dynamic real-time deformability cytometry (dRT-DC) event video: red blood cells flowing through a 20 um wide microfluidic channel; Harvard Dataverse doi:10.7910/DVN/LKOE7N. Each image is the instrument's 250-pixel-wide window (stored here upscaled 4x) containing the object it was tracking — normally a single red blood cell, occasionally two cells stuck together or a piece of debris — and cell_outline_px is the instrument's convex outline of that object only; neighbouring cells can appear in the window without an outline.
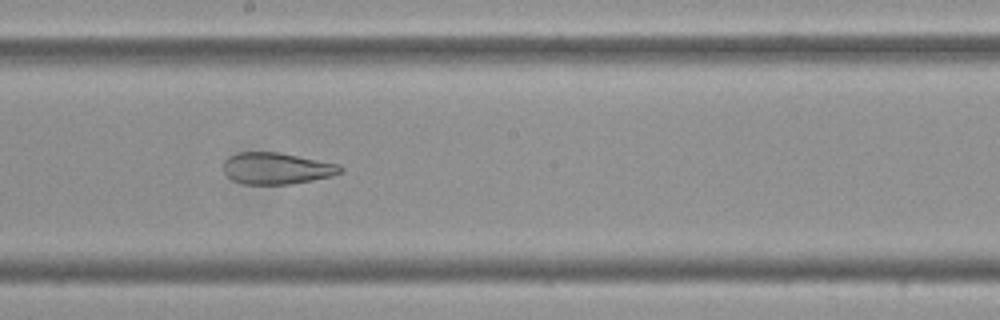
{"species": "Egyptian fruit bat (a non-hibernating species)", "species_latin": "Rousettus aegyptiacus", "temperature_condition": "cold", "stored_images_in_passage": 51, "camera_frame_rate_fps": 3000, "um_per_image_px": 0.085, "frame": {"image": 1, "passage_image": 26, "time_ms": 8.333, "image_size_px": [1000, 320], "cell_outline_px": [[344, 168], [340, 172], [332, 176], [312, 180], [288, 184], [244, 184], [232, 180], [224, 172], [224, 160], [228, 156], [240, 152], [276, 152], [340, 164]], "centroid_in_image_um": [23.5, 14.31], "position_along_channel_um": 224.7, "area_um2": 21.39}}
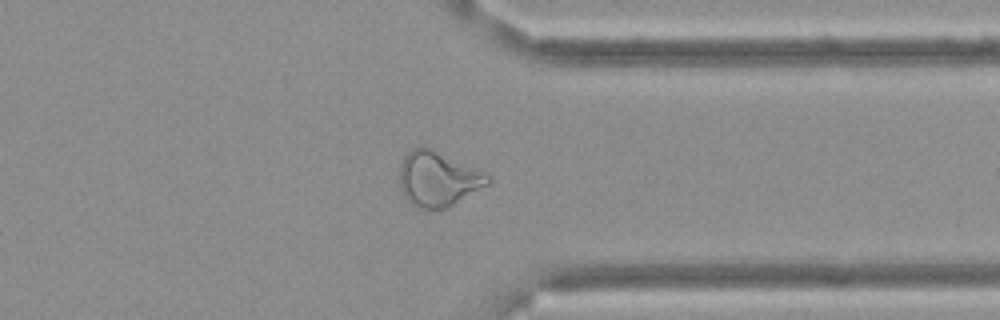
{"frame": {"image": 2, "passage_image": 39, "time_ms": 12.667, "image_size_px": [1000, 320], "cell_outline_px": [[492, 180], [488, 184], [448, 208], [416, 208], [404, 196], [400, 188], [400, 164], [404, 156], [412, 148], [428, 148], [484, 172]], "centroid_in_image_um": [37.2, 15.24], "position_along_channel_um": 374.2, "area_um2": 27.63}}
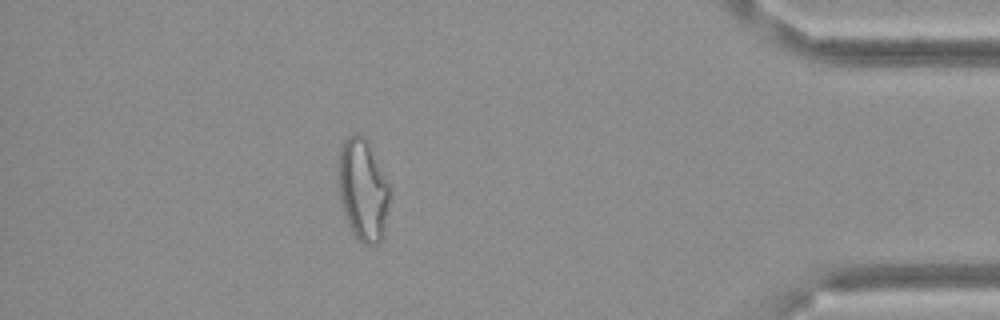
{"frame": {"image": 3, "passage_image": 45, "time_ms": 14.667, "image_size_px": [1000, 320], "cell_outline_px": [[388, 204], [384, 236], [376, 244], [364, 244], [356, 240], [344, 216], [340, 200], [336, 180], [340, 148], [344, 140], [352, 132], [356, 132], [364, 136], [368, 140], [388, 184]], "centroid_in_image_um": [30.79, 16.12], "position_along_channel_um": 404.4, "area_um2": 30.92}, "authors_computed_cell_mechanics": {"area_um2": 28.2064, "velocity_mm_per_s": 3.5025, "shape_relaxation_time_tau1_ms": null, "shape_relaxation_time_tau2_ms": 2.3604, "deformation_change_tau1": null, "deformation_change_tau2": 0.1105}}